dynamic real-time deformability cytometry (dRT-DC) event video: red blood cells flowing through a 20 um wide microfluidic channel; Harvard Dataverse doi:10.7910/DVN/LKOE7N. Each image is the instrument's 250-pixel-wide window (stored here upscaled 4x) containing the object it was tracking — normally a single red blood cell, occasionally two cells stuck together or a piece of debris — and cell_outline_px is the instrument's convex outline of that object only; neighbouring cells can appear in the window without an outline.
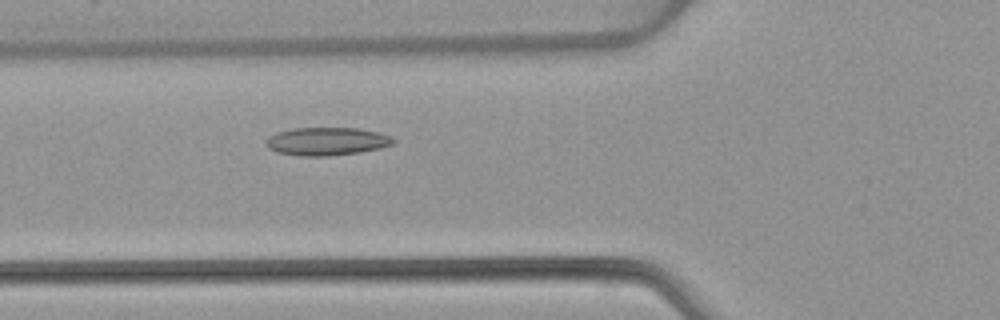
{"species": "common noctule bat (a hibernating species)", "species_latin": "Nyctalus noctula", "temperature_condition": "warm", "stored_images_in_passage": 52, "camera_frame_rate_fps": 3000, "um_per_image_px": 0.085, "animal": {"sex": "female", "body_mass_g": 22.7, "forearm_length_mm": 54.2}, "frame": {"image": 1, "passage_image": 19, "time_ms": 6.0, "image_size_px": [1000, 320], "cell_outline_px": [[396, 140], [392, 144], [380, 148], [360, 152], [324, 156], [300, 156], [276, 152], [268, 148], [264, 144], [268, 136], [276, 132], [292, 128], [360, 128], [376, 132], [388, 136]], "centroid_in_image_um": [27.71, 12.01], "position_along_channel_um": 98.1, "area_um2": 20.81}}
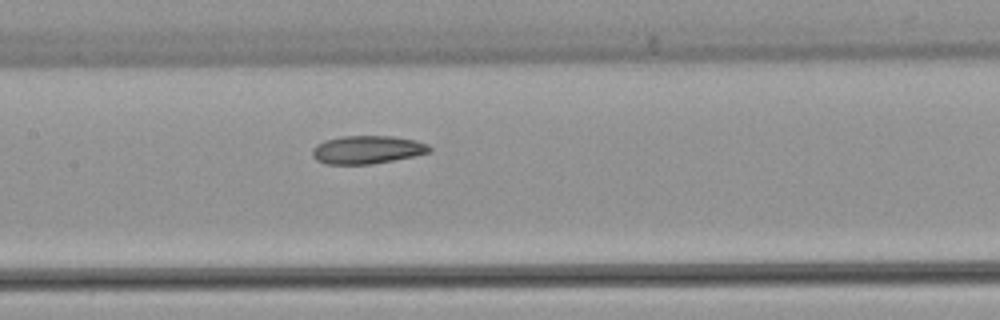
{"frame": {"image": 2, "passage_image": 25, "time_ms": 8.0, "image_size_px": [1000, 320], "cell_outline_px": [[432, 148], [428, 152], [412, 156], [372, 164], [324, 164], [316, 160], [312, 156], [312, 148], [316, 144], [324, 140], [340, 136], [392, 136], [416, 140], [428, 144]], "centroid_in_image_um": [31.16, 12.72], "position_along_channel_um": 176.2, "area_um2": 19.25}}
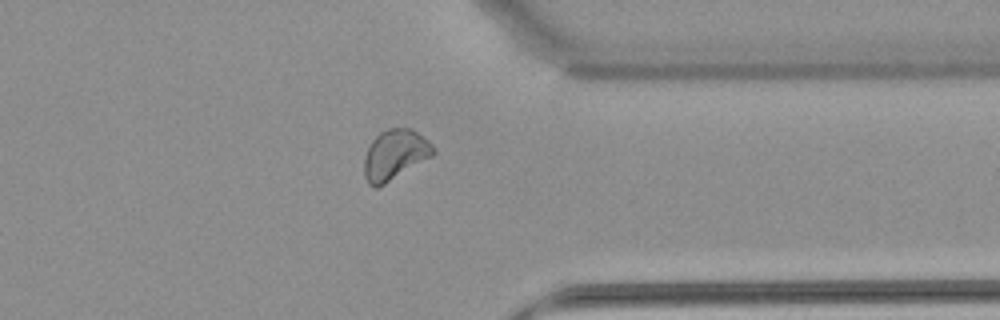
{"frame": {"image": 3, "passage_image": 41, "time_ms": 13.333, "image_size_px": [1000, 320], "cell_outline_px": [[436, 152], [432, 156], [384, 184], [376, 188], [368, 184], [364, 176], [364, 156], [372, 140], [380, 132], [388, 128], [412, 128], [428, 140], [436, 148]], "centroid_in_image_um": [33.56, 13.14], "position_along_channel_um": 377.8, "area_um2": 20.17}, "authors_computed_cell_mechanics": {"area_um2": 20.519, "velocity_mm_per_s": 3.8978, "shape_relaxation_time_tau1_ms": null, "shape_relaxation_time_tau2_ms": 4.4672, "deformation_change_tau1": null, "deformation_change_tau2": 0.1062}}